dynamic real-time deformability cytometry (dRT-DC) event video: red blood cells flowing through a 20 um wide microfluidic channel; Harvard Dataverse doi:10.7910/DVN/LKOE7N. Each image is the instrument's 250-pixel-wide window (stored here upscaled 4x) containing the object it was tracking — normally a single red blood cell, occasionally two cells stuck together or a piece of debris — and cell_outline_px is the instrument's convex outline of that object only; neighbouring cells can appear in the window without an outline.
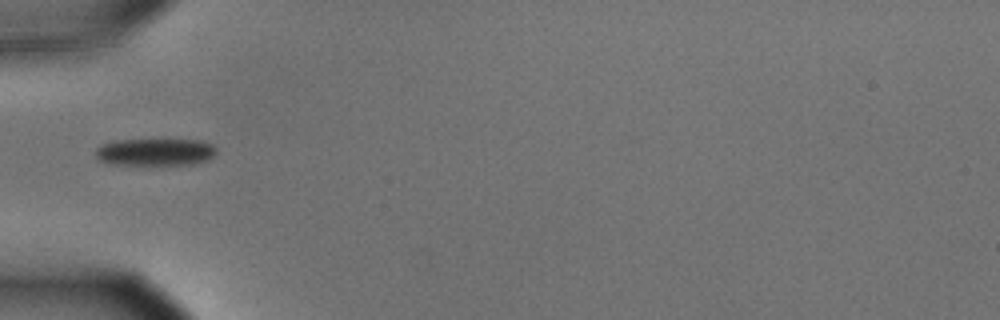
{"species": "common noctule bat (a hibernating species)", "species_latin": "Nyctalus noctula", "temperature_condition": "cold", "stored_images_in_passage": 33, "camera_frame_rate_fps": 3000, "um_per_image_px": 0.085, "animal": {"sex": "male", "body_mass_g": 15.6}, "frame": {"image": 1, "passage_image": 1, "time_ms": 0.0, "image_size_px": [1000, 320], "cell_outline_px": [[216, 152], [208, 160], [196, 164], [164, 168], [116, 164], [100, 160], [96, 156], [96, 148], [100, 144], [116, 140], [200, 140], [212, 144], [216, 148]], "centroid_in_image_um": [13.23, 12.98], "position_along_channel_um": 71.8, "area_um2": 20.17}}
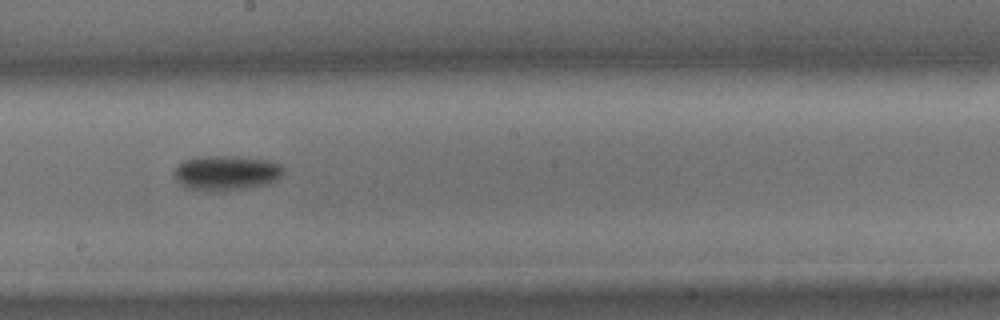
{"frame": {"image": 2, "passage_image": 14, "time_ms": 4.333, "image_size_px": [1000, 320], "cell_outline_px": [[284, 172], [280, 176], [264, 184], [248, 188], [220, 192], [208, 192], [192, 188], [180, 184], [176, 180], [172, 172], [184, 160], [204, 156], [228, 156], [268, 160], [280, 164], [284, 168]], "centroid_in_image_um": [19.2, 14.71], "position_along_channel_um": 229.0, "area_um2": 22.08}}
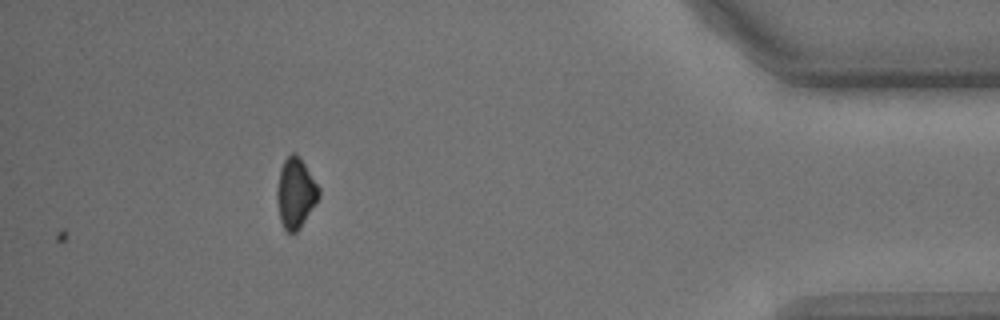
{"frame": {"image": 3, "passage_image": 33, "time_ms": 10.667, "image_size_px": [1000, 320], "cell_outline_px": [[320, 196], [316, 204], [300, 228], [296, 232], [288, 232], [284, 228], [280, 220], [276, 200], [276, 192], [280, 168], [284, 160], [292, 152], [296, 152], [300, 156], [320, 188]], "centroid_in_image_um": [25.13, 16.39], "position_along_channel_um": 410.1, "area_um2": 17.34}, "authors_computed_cell_mechanics": {"area_um2": 20.5768, "velocity_mm_per_s": 3.6083, "shape_relaxation_time_tau1_ms": 5.9383, "shape_relaxation_time_tau2_ms": null, "deformation_change_tau1": 0.1303, "deformation_change_tau2": null}}